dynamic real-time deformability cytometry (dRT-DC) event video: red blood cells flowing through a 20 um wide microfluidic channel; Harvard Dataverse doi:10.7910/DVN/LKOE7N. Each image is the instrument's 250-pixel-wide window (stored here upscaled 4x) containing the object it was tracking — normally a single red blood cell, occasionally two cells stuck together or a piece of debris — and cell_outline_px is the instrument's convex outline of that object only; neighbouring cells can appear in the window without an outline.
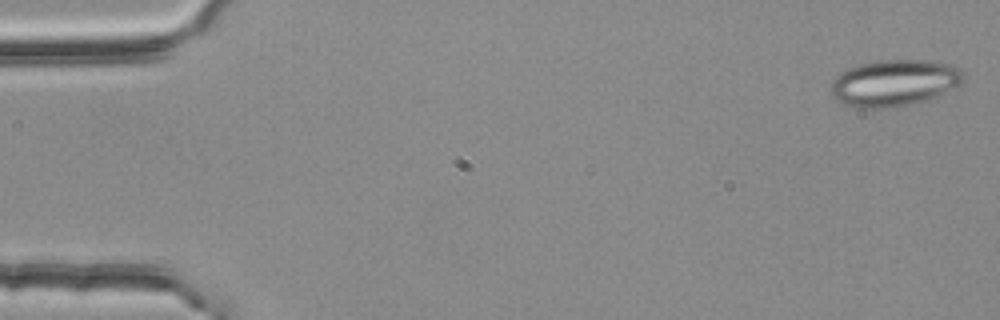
{"species": "common noctule bat (a hibernating species)", "species_latin": "Nyctalus noctula", "temperature_condition": "room temperature", "stored_images_in_passage": 53, "segment_of_instrument_passage": [1, 2], "camera_frame_rate_fps": 3000, "um_per_image_px": 0.085, "animal": {"sex": "female", "body_mass_g": 25.1}, "frame": {"image": 1, "passage_image": 1, "time_ms": 0.0, "image_size_px": [1000, 320], "cell_outline_px": [[964, 80], [940, 96], [928, 100], [908, 104], [880, 108], [860, 108], [836, 100], [832, 96], [832, 80], [840, 72], [848, 68], [860, 64], [880, 60], [932, 60], [952, 64], [960, 68], [964, 72]], "centroid_in_image_um": [76.05, 7.03], "position_along_channel_um": 8.9, "area_um2": 35.95}}